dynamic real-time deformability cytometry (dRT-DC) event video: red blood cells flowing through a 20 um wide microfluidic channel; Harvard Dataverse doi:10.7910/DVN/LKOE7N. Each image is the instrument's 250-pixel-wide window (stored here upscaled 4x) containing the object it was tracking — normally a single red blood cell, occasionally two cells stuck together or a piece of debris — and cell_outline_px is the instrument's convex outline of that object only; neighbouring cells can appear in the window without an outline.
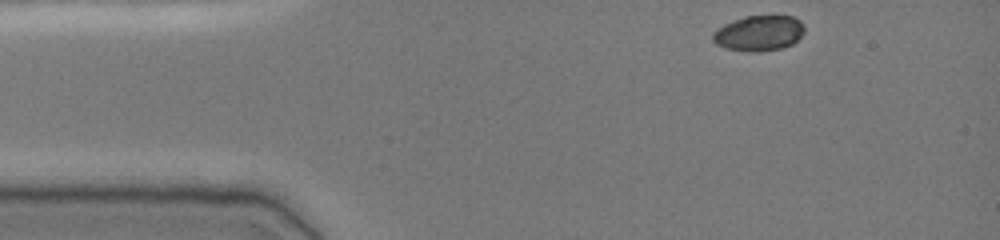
{"species": "common noctule bat (a hibernating species)", "species_latin": "Nyctalus noctula", "temperature_condition": "cold", "stored_images_in_passage": 37, "camera_frame_rate_fps": 3000, "um_per_image_px": 0.085, "animal": {"sex": "female", "body_mass_g": 19.0, "forearm_length_mm": 51.5}, "frame": {"image": 1, "passage_image": 1, "time_ms": 0.0, "image_size_px": [1000, 240], "cell_outline_px": [[804, 32], [792, 44], [780, 48], [756, 52], [748, 52], [724, 48], [716, 44], [712, 40], [712, 32], [716, 28], [724, 24], [744, 16], [792, 16], [800, 20], [804, 24]], "centroid_in_image_um": [64.47, 2.82], "position_along_channel_um": 20.5, "area_um2": 19.02}}
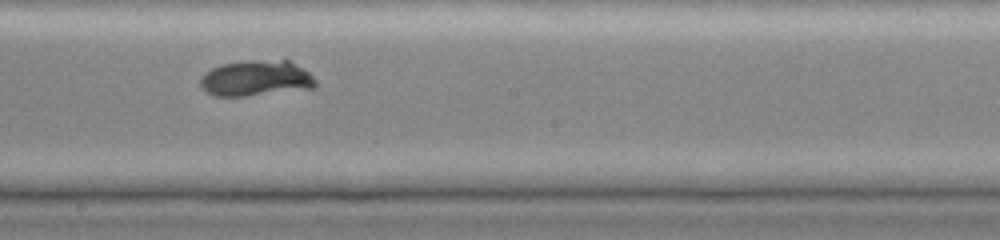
{"frame": {"image": 2, "passage_image": 22, "time_ms": 7.0, "image_size_px": [1000, 240], "cell_outline_px": [[316, 88], [244, 96], [216, 96], [204, 92], [200, 88], [200, 80], [204, 72], [212, 68], [224, 64], [248, 60], [288, 60], [308, 72], [316, 80]], "centroid_in_image_um": [21.74, 6.66], "position_along_channel_um": 226.5, "area_um2": 24.04}}
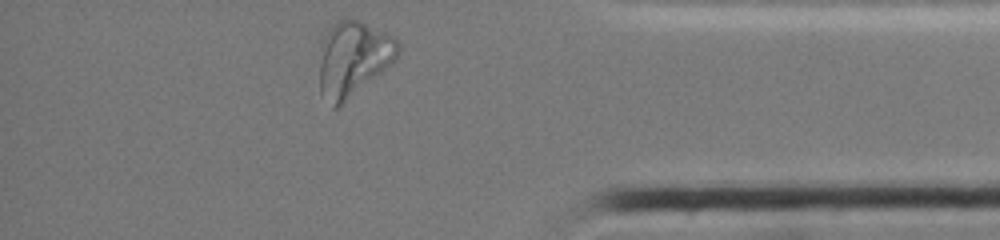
{"frame": {"image": 3, "passage_image": 37, "time_ms": 12.0, "image_size_px": [1000, 240], "cell_outline_px": [[400, 52], [380, 72], [336, 108], [332, 108], [320, 92], [320, 44], [328, 28], [340, 20], [356, 20], [392, 36], [400, 44]], "centroid_in_image_um": [29.96, 4.98], "position_along_channel_um": 405.2, "area_um2": 33.29}}